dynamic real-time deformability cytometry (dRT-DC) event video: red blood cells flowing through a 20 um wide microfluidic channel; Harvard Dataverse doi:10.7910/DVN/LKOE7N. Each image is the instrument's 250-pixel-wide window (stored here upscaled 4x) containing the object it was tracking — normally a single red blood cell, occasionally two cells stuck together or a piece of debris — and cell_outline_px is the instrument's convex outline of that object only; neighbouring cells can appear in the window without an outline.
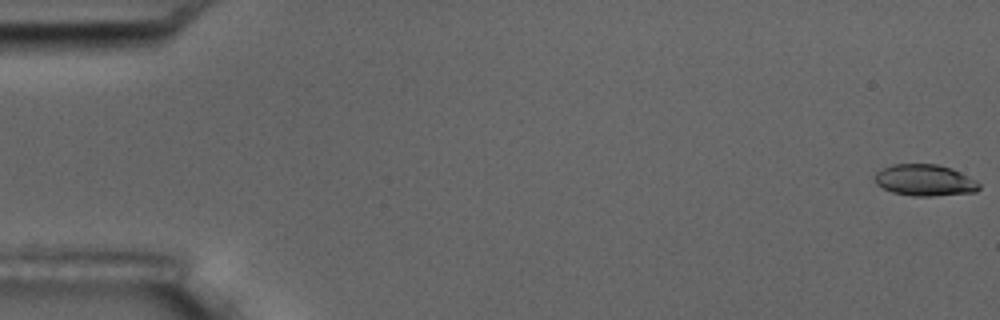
{"species": "common noctule bat (a hibernating species)", "species_latin": "Nyctalus noctula", "temperature_condition": "room temperature", "stored_images_in_passage": 4, "camera_frame_rate_fps": 3000, "um_per_image_px": 0.085, "animal": {"sex": "male", "body_mass_g": 17.5, "forearm_length_mm": 52.3}, "frame": {"image": 1, "passage_image": 1, "time_ms": 0.0, "image_size_px": [1000, 320], "cell_outline_px": [[980, 188], [976, 192], [932, 196], [912, 196], [892, 192], [876, 184], [876, 172], [892, 164], [936, 164], [952, 168], [976, 180], [980, 184]], "centroid_in_image_um": [78.64, 15.32], "position_along_channel_um": 6.4, "area_um2": 19.07}}
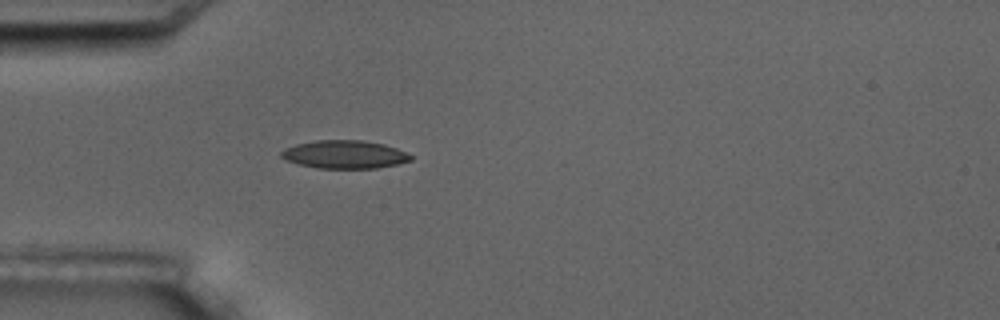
{"frame": {"image": 2, "passage_image": 4, "time_ms": 5.333, "image_size_px": [1000, 320], "cell_outline_px": [[412, 160], [396, 164], [376, 168], [316, 168], [284, 160], [280, 156], [280, 152], [284, 148], [296, 144], [316, 140], [360, 140], [384, 144], [396, 148], [412, 156]], "centroid_in_image_um": [29.24, 13.12], "position_along_channel_um": 55.8, "area_um2": 21.15}}